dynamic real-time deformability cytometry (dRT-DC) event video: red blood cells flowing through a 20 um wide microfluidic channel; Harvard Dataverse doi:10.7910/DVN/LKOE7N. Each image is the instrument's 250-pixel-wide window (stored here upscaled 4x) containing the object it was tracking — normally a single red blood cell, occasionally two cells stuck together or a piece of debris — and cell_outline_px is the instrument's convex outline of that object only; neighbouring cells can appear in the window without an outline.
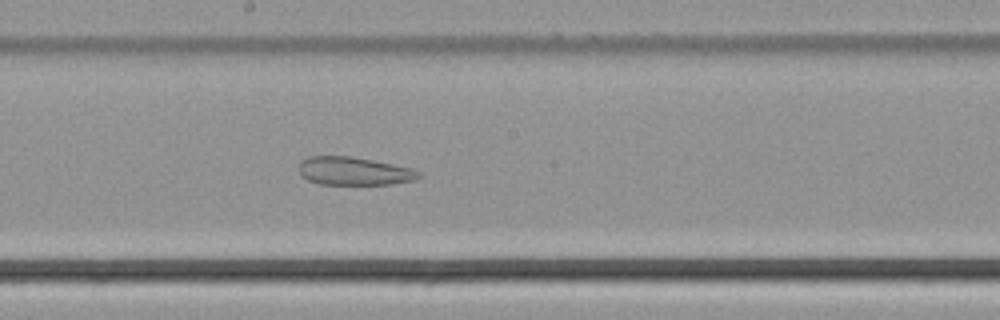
{"species": "common noctule bat (a hibernating species)", "species_latin": "Nyctalus noctula", "temperature_condition": "cold", "stored_images_in_passage": 50, "camera_frame_rate_fps": 3000, "um_per_image_px": 0.085, "animal": {"sex": "male", "body_mass_g": 21.5, "forearm_length_mm": 52.0}, "frame": {"image": 1, "passage_image": 27, "time_ms": 8.667, "image_size_px": [1000, 320], "cell_outline_px": [[420, 176], [416, 180], [388, 184], [320, 184], [308, 180], [300, 176], [300, 160], [308, 156], [348, 156], [372, 160], [412, 168], [420, 172]], "centroid_in_image_um": [30.07, 14.54], "position_along_channel_um": 218.1, "area_um2": 19.59}}
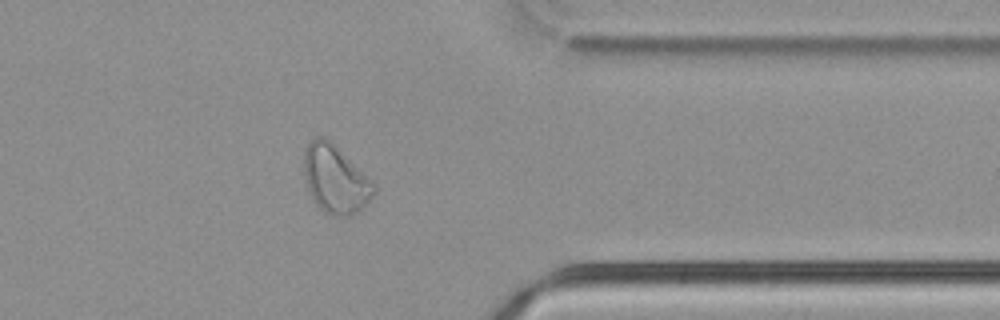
{"frame": {"image": 2, "passage_image": 40, "time_ms": 13.0, "image_size_px": [1000, 320], "cell_outline_px": [[376, 192], [364, 208], [348, 216], [336, 216], [324, 212], [312, 200], [304, 176], [304, 152], [308, 144], [316, 136], [324, 136], [376, 188]], "centroid_in_image_um": [28.45, 15.29], "position_along_channel_um": 382.9, "area_um2": 26.76}}
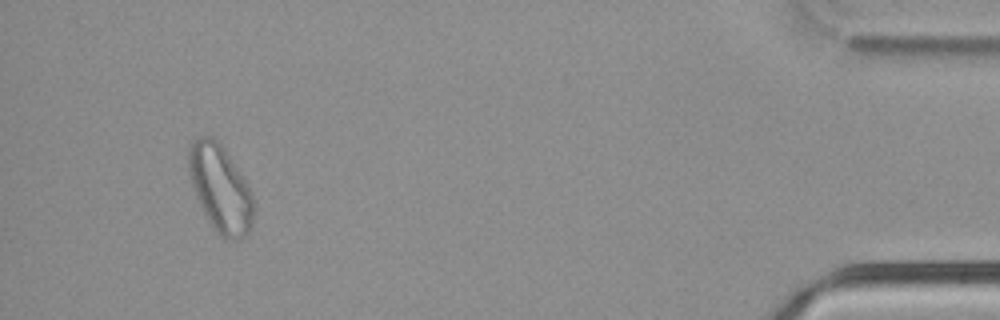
{"frame": {"image": 3, "passage_image": 47, "time_ms": 15.333, "image_size_px": [1000, 320], "cell_outline_px": [[252, 224], [248, 232], [240, 240], [224, 240], [216, 232], [208, 220], [196, 196], [188, 172], [188, 152], [192, 144], [200, 136], [212, 136], [224, 148], [252, 192]], "centroid_in_image_um": [18.72, 16.05], "position_along_channel_um": 416.5, "area_um2": 32.48}}